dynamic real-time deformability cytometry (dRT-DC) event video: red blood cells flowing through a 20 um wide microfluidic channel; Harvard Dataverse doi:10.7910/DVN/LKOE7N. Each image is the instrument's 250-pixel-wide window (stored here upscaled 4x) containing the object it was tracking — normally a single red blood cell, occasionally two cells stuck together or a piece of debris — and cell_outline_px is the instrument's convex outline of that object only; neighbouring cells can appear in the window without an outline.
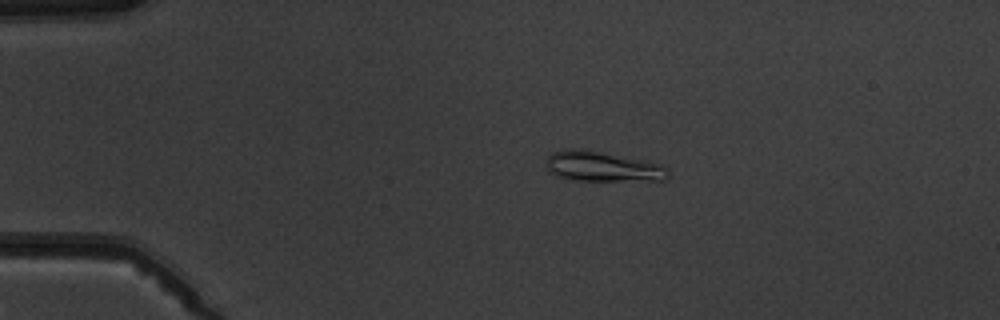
{"species": "common noctule bat (a hibernating species)", "species_latin": "Nyctalus noctula", "temperature_condition": "warm", "stored_images_in_passage": 5, "camera_frame_rate_fps": 3000, "um_per_image_px": 0.085, "animal": {"sex": "male", "body_mass_g": 19.5, "forearm_length_mm": 54.6}, "frame": {"image": 1, "passage_image": 3, "time_ms": 2.0, "image_size_px": [1000, 320], "cell_outline_px": [[668, 176], [664, 180], [576, 180], [556, 176], [548, 172], [548, 156], [552, 152], [564, 148], [580, 148], [660, 164], [668, 168]], "centroid_in_image_um": [51.17, 14.15], "position_along_channel_um": 33.8, "area_um2": 21.04}}
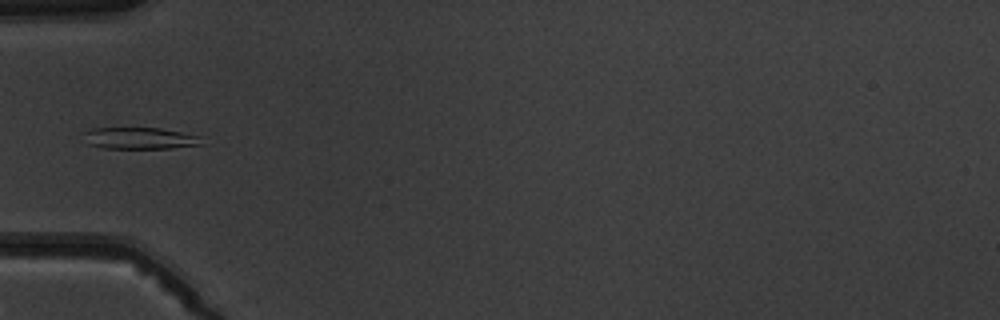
{"frame": {"image": 2, "passage_image": 5, "time_ms": 4.333, "image_size_px": [1000, 320], "cell_outline_px": [[204, 144], [172, 148], [104, 148], [88, 144], [84, 132], [92, 128], [160, 128], [204, 136]], "centroid_in_image_um": [11.98, 11.75], "position_along_channel_um": 73.0, "area_um2": 14.97}}